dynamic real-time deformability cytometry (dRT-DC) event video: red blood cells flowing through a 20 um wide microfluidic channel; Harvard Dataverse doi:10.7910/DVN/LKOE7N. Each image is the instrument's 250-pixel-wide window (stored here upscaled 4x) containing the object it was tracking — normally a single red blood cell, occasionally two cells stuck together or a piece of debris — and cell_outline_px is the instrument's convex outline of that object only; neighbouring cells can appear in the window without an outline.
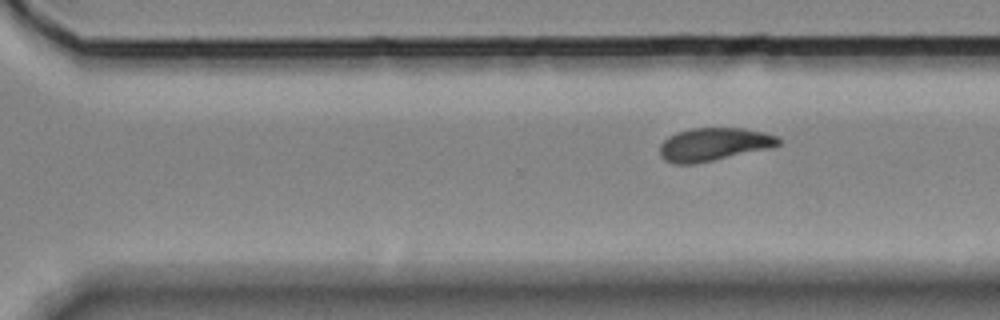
{"species": "Egyptian fruit bat (a non-hibernating species)", "species_latin": "Rousettus aegyptiacus", "temperature_condition": "room temperature", "stored_images_in_passage": 9, "camera_frame_rate_fps": 3000, "um_per_image_px": 0.085, "animal": {"sex": "female"}, "frame": {"image": 1, "passage_image": 9, "time_ms": 9.333, "image_size_px": [1000, 320], "cell_outline_px": [[780, 144], [768, 148], [712, 160], [692, 164], [672, 164], [664, 160], [660, 156], [660, 144], [668, 136], [676, 132], [692, 128], [744, 128], [764, 132], [776, 136], [780, 140]], "centroid_in_image_um": [60.61, 12.26], "position_along_channel_um": 310.0, "area_um2": 22.66}}